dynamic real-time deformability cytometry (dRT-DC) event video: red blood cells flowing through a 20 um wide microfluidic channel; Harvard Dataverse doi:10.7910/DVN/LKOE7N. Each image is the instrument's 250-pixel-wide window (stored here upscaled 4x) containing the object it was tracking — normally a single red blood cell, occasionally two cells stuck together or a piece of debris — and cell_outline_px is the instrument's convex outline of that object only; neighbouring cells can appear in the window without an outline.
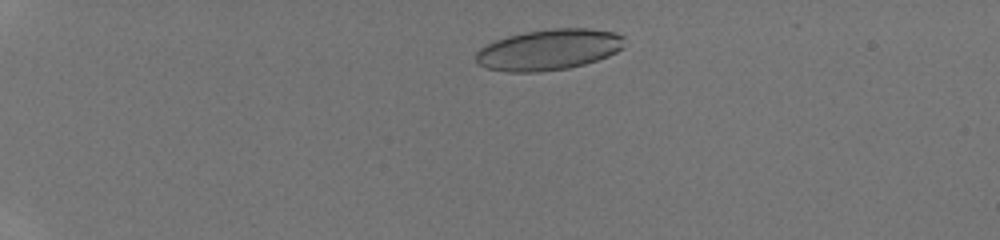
{"species": "human", "species_latin": "Homo sapiens", "temperature_condition": "room temperature", "stored_images_in_passage": 41, "camera_frame_rate_fps": 3000, "um_per_image_px": 0.085, "donor": {"sex": "male"}, "frame": {"image": 1, "passage_image": 6, "time_ms": 1.667, "image_size_px": [1000, 240], "cell_outline_px": [[624, 48], [608, 56], [584, 64], [568, 68], [540, 72], [508, 72], [488, 68], [476, 64], [476, 52], [480, 48], [496, 40], [508, 36], [524, 32], [552, 28], [592, 28], [612, 32], [624, 36]], "centroid_in_image_um": [46.65, 4.22], "position_along_channel_um": 38.3, "area_um2": 35.49}}
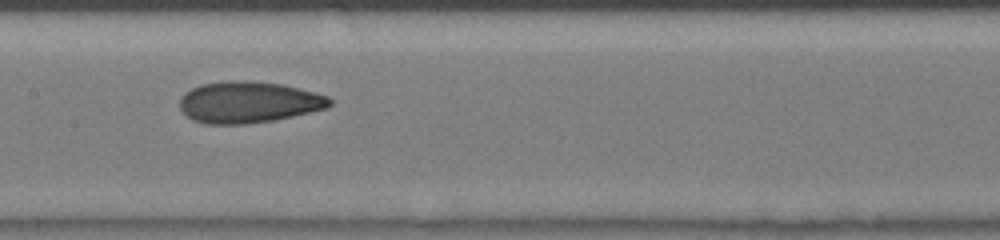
{"frame": {"image": 2, "passage_image": 21, "time_ms": 6.667, "image_size_px": [1000, 240], "cell_outline_px": [[332, 104], [328, 108], [292, 116], [272, 120], [244, 124], [204, 124], [192, 120], [180, 108], [180, 96], [184, 92], [200, 84], [224, 80], [232, 80], [280, 84], [316, 92], [328, 96], [332, 100]], "centroid_in_image_um": [21.11, 8.69], "position_along_channel_um": 186.3, "area_um2": 36.18}}
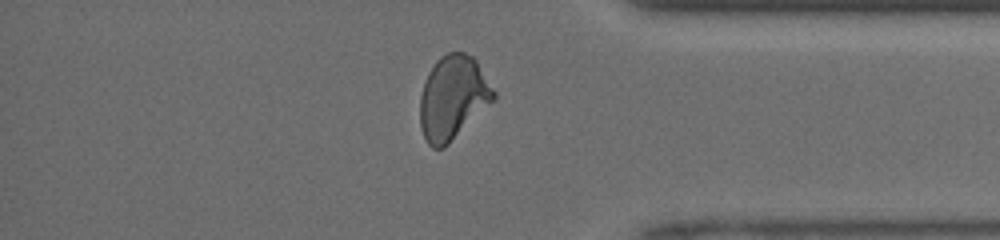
{"frame": {"image": 3, "passage_image": 35, "time_ms": 11.333, "image_size_px": [1000, 240], "cell_outline_px": [[496, 100], [444, 148], [432, 148], [428, 144], [420, 128], [420, 96], [428, 72], [436, 60], [440, 56], [448, 52], [464, 52], [472, 56], [476, 60], [496, 92]], "centroid_in_image_um": [38.51, 8.3], "position_along_channel_um": 396.7, "area_um2": 36.24}}